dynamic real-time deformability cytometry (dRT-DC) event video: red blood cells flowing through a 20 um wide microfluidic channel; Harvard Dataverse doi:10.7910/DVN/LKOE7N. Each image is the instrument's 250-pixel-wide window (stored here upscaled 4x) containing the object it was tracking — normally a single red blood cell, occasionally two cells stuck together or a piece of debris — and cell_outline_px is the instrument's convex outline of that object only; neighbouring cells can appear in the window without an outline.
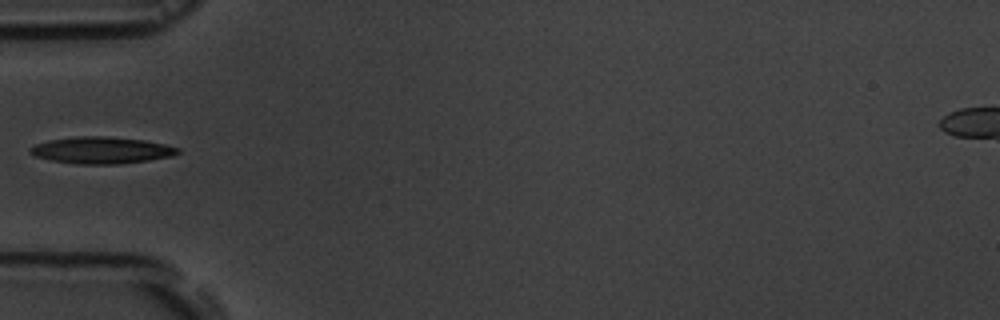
{"species": "common noctule bat (a hibernating species)", "species_latin": "Nyctalus noctula", "temperature_condition": "room temperature", "stored_images_in_passage": 7, "camera_frame_rate_fps": 3000, "um_per_image_px": 0.085, "animal": {"sex": "male", "body_mass_g": 19.5, "forearm_length_mm": 54.6}, "frame": {"image": 1, "passage_image": 6, "time_ms": 5.667, "image_size_px": [1000, 320], "cell_outline_px": [[180, 152], [172, 156], [148, 160], [120, 164], [76, 164], [52, 160], [32, 156], [28, 152], [28, 148], [36, 144], [48, 140], [76, 136], [104, 136], [144, 140], [164, 144], [180, 148]], "centroid_in_image_um": [8.58, 12.77], "position_along_channel_um": 76.4, "area_um2": 23.12}}
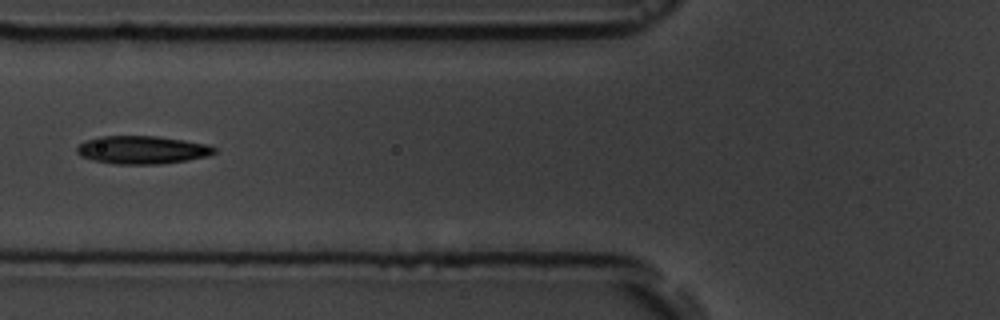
{"frame": {"image": 2, "passage_image": 7, "time_ms": 6.667, "image_size_px": [1000, 320], "cell_outline_px": [[216, 152], [208, 156], [188, 160], [160, 164], [116, 164], [92, 160], [80, 156], [76, 152], [76, 148], [84, 140], [96, 136], [156, 136], [184, 140], [208, 144], [216, 148]], "centroid_in_image_um": [12.06, 12.73], "position_along_channel_um": 113.7, "area_um2": 22.66}}